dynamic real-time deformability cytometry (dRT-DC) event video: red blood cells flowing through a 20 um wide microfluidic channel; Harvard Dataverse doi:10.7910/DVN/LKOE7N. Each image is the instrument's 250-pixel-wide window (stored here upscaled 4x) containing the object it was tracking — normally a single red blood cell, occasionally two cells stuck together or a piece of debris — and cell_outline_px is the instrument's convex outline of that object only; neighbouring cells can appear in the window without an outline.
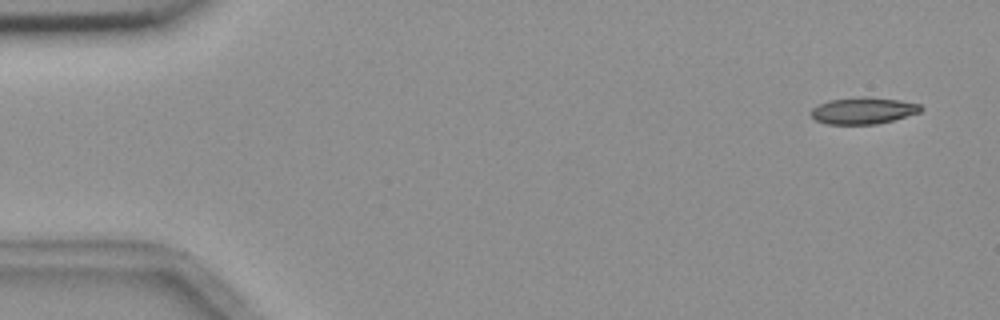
{"species": "common noctule bat (a hibernating species)", "species_latin": "Nyctalus noctula", "temperature_condition": "room temperature", "stored_images_in_passage": 2, "camera_frame_rate_fps": 3000, "um_per_image_px": 0.085, "animal": {"sex": "female", "body_mass_g": 18.4}, "frame": {"image": 1, "passage_image": 1, "time_ms": 0.0, "image_size_px": [1000, 320], "cell_outline_px": [[924, 108], [920, 112], [892, 120], [876, 124], [828, 124], [816, 120], [808, 112], [812, 108], [828, 100], [900, 100], [920, 104]], "centroid_in_image_um": [73.36, 9.46], "position_along_channel_um": 11.6, "area_um2": 16.01}}